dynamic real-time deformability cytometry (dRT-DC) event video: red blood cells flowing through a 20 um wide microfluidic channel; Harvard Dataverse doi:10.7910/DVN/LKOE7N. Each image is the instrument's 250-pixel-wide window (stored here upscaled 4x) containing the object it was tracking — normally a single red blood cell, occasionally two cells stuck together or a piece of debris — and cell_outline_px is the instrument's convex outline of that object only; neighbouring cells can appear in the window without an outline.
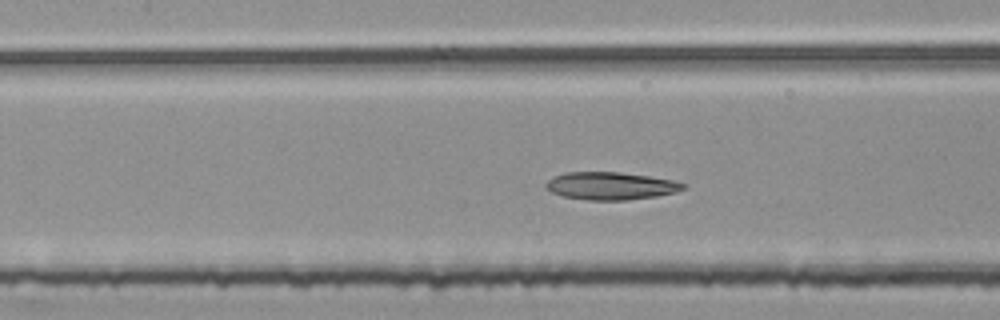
{"species": "common noctule bat (a hibernating species)", "species_latin": "Nyctalus noctula", "temperature_condition": "room temperature", "stored_images_in_passage": 45, "camera_frame_rate_fps": 3000, "um_per_image_px": 0.085, "animal": {"sex": "female", "body_mass_g": 25.1}, "frame": {"image": 1, "passage_image": 19, "time_ms": 6.0, "image_size_px": [1000, 320], "cell_outline_px": [[688, 184], [684, 188], [676, 192], [656, 196], [628, 200], [588, 200], [564, 196], [552, 192], [544, 188], [544, 184], [552, 176], [564, 172], [620, 172], [648, 176], [672, 180]], "centroid_in_image_um": [51.88, 15.79], "position_along_channel_um": 155.5, "area_um2": 22.2}}
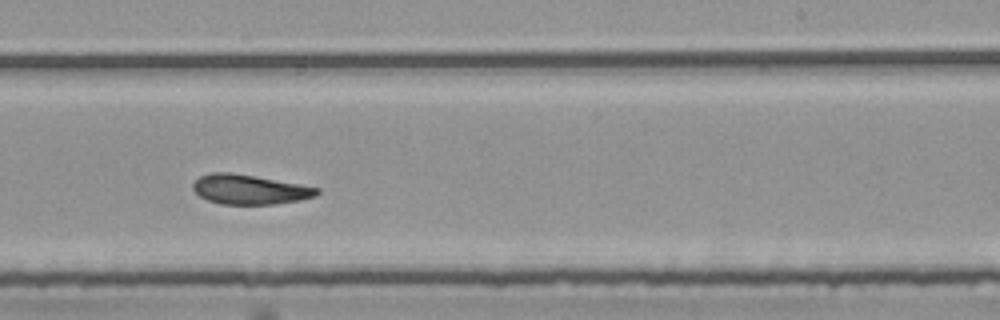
{"frame": {"image": 2, "passage_image": 28, "time_ms": 9.0, "image_size_px": [1000, 320], "cell_outline_px": [[320, 192], [316, 196], [300, 200], [276, 204], [220, 204], [208, 200], [200, 196], [192, 188], [192, 184], [200, 176], [212, 172], [228, 172], [300, 184], [320, 188]], "centroid_in_image_um": [21.22, 16.11], "position_along_channel_um": 267.8, "area_um2": 21.27}}
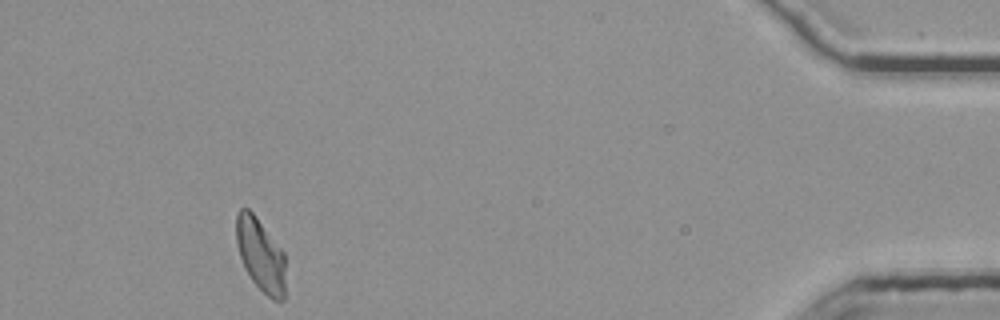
{"frame": {"image": 3, "passage_image": 45, "time_ms": 14.667, "image_size_px": [1000, 320], "cell_outline_px": [[284, 300], [272, 300], [252, 280], [244, 268], [236, 244], [236, 212], [240, 208], [248, 208], [252, 212], [284, 252]], "centroid_in_image_um": [22.12, 21.64], "position_along_channel_um": 413.1, "area_um2": 20.75}, "authors_computed_cell_mechanics": {"area_um2": 22.1374, "velocity_mm_per_s": 3.7608, "shape_relaxation_time_tau1_ms": 7.7886, "shape_relaxation_time_tau2_ms": 3.1966, "deformation_change_tau1": 0.1886, "deformation_change_tau2": 0.1101}}